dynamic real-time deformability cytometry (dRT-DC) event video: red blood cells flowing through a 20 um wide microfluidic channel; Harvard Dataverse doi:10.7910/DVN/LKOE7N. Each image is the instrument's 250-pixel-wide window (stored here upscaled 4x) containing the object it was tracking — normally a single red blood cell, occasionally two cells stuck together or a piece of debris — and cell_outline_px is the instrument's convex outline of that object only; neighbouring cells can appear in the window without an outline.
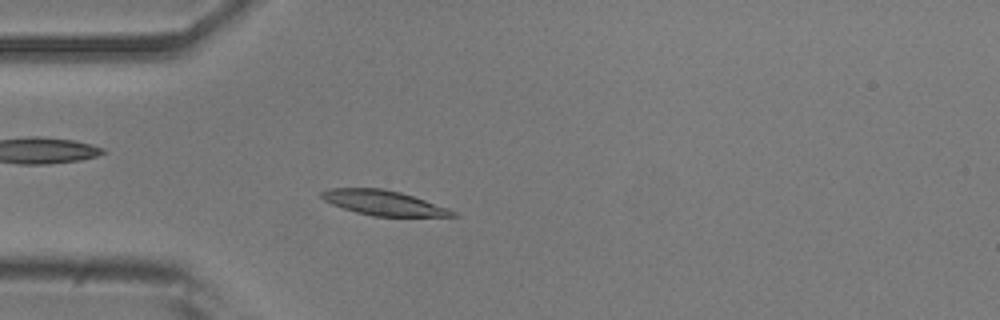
{"species": "common noctule bat (a hibernating species)", "species_latin": "Nyctalus noctula", "temperature_condition": "room temperature", "stored_images_in_passage": 51, "camera_frame_rate_fps": 3000, "um_per_image_px": 0.085, "animal": {"sex": "male", "body_mass_g": 20.5, "forearm_length_mm": 52.5}, "frame": {"image": 1, "passage_image": 13, "time_ms": 4.0, "image_size_px": [1000, 320], "cell_outline_px": [[460, 216], [372, 216], [356, 212], [332, 204], [324, 200], [320, 196], [320, 192], [328, 188], [384, 188], [400, 192], [448, 208], [456, 212]], "centroid_in_image_um": [32.57, 17.23], "position_along_channel_um": 52.4, "area_um2": 18.84}}
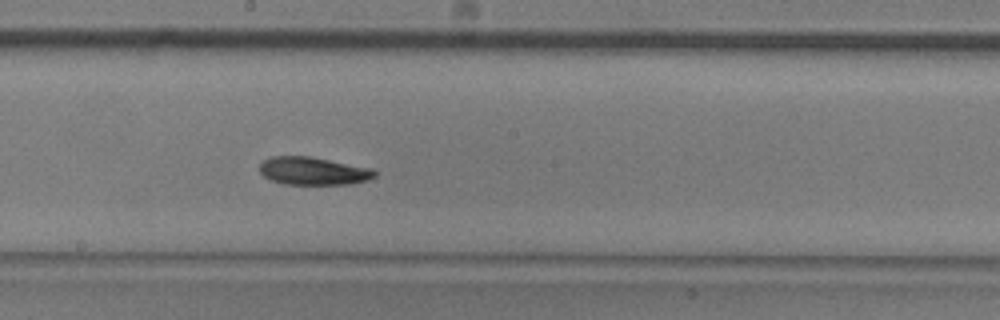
{"frame": {"image": 2, "passage_image": 27, "time_ms": 8.667, "image_size_px": [1000, 320], "cell_outline_px": [[376, 176], [368, 180], [352, 184], [284, 184], [272, 180], [264, 176], [260, 172], [260, 164], [264, 160], [272, 156], [312, 156], [372, 168], [376, 172]], "centroid_in_image_um": [26.65, 14.53], "position_along_channel_um": 221.5, "area_um2": 18.79}}
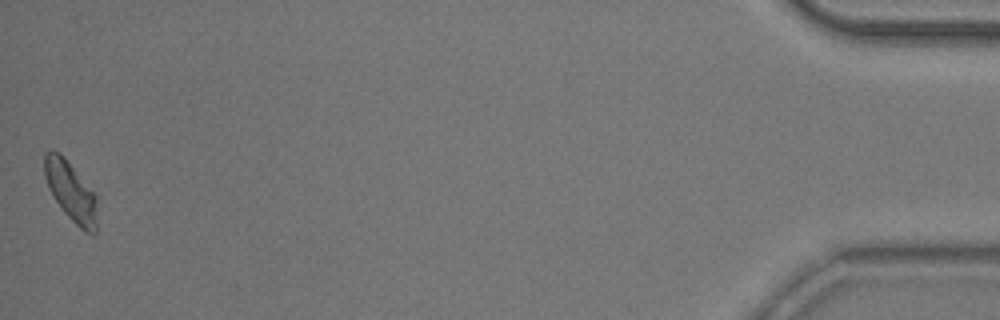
{"frame": {"image": 3, "passage_image": 51, "time_ms": 16.667, "image_size_px": [1000, 320], "cell_outline_px": [[96, 232], [92, 236], [84, 232], [64, 212], [48, 188], [44, 176], [44, 152], [52, 148], [60, 152], [96, 196]], "centroid_in_image_um": [5.99, 16.26], "position_along_channel_um": 429.2, "area_um2": 18.15}, "authors_computed_cell_mechanics": {"area_um2": 18.9006, "velocity_mm_per_s": 3.7886, "shape_relaxation_time_tau1_ms": 4.9224, "shape_relaxation_time_tau2_ms": null, "deformation_change_tau1": 0.1358, "deformation_change_tau2": null}}